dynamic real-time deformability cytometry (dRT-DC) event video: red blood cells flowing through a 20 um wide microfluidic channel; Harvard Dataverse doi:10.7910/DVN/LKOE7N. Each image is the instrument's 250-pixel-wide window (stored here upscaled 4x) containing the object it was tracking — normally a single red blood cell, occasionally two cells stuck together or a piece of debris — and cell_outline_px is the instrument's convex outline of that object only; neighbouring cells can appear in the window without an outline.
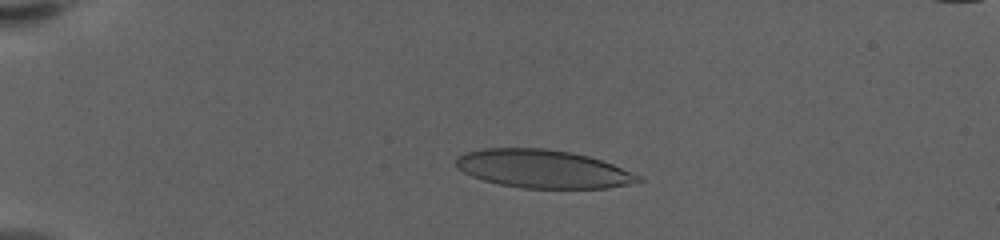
{"species": "human", "species_latin": "Homo sapiens", "temperature_condition": "warm", "stored_images_in_passage": 59, "camera_frame_rate_fps": 3000, "um_per_image_px": 0.085, "donor": {"sex": "female"}, "frame": {"image": 1, "passage_image": 14, "time_ms": 4.333, "image_size_px": [1000, 240], "cell_outline_px": [[644, 180], [628, 184], [608, 188], [524, 188], [500, 184], [484, 180], [472, 176], [464, 172], [456, 164], [456, 156], [464, 152], [484, 148], [544, 148], [572, 152], [588, 156], [612, 164], [644, 176]], "centroid_in_image_um": [46.17, 14.35], "position_along_channel_um": 38.8, "area_um2": 40.58}}
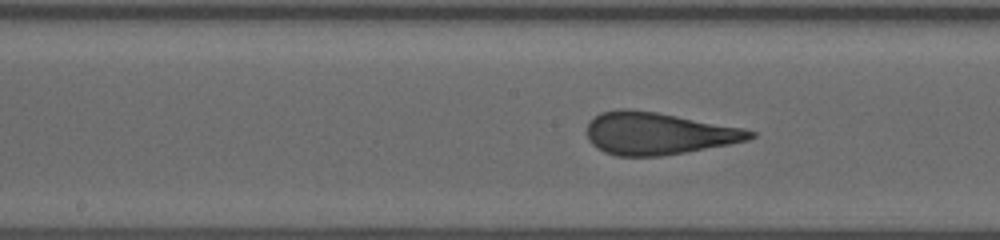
{"frame": {"image": 2, "passage_image": 32, "time_ms": 10.333, "image_size_px": [1000, 240], "cell_outline_px": [[756, 136], [748, 140], [728, 144], [684, 152], [660, 156], [616, 156], [604, 152], [592, 144], [588, 140], [588, 124], [600, 112], [620, 108], [628, 108], [656, 112], [744, 128], [756, 132]], "centroid_in_image_um": [55.93, 11.34], "position_along_channel_um": 192.3, "area_um2": 39.94}}
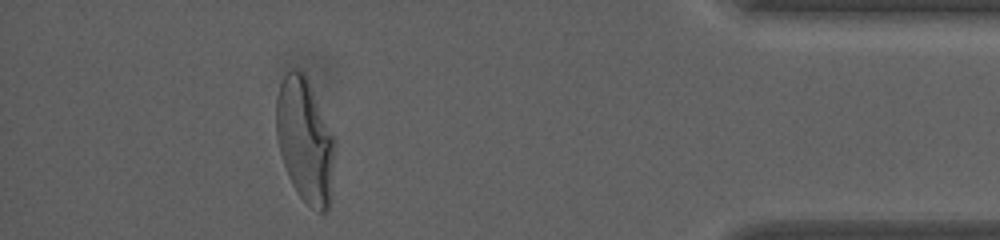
{"frame": {"image": 3, "passage_image": 54, "time_ms": 17.667, "image_size_px": [1000, 240], "cell_outline_px": [[336, 144], [328, 208], [324, 212], [320, 212], [312, 208], [300, 196], [292, 184], [288, 176], [280, 152], [276, 136], [276, 96], [280, 84], [284, 76], [292, 68], [300, 68], [304, 72], [308, 80], [336, 140]], "centroid_in_image_um": [25.92, 11.89], "position_along_channel_um": 409.3, "area_um2": 42.37}, "authors_computed_cell_mechanics": {"area_um2": 41.2114, "velocity_mm_per_s": 3.5122, "shape_relaxation_time_tau1_ms": 6.0686, "shape_relaxation_time_tau2_ms": null, "deformation_change_tau1": 0.2508, "deformation_change_tau2": null}}